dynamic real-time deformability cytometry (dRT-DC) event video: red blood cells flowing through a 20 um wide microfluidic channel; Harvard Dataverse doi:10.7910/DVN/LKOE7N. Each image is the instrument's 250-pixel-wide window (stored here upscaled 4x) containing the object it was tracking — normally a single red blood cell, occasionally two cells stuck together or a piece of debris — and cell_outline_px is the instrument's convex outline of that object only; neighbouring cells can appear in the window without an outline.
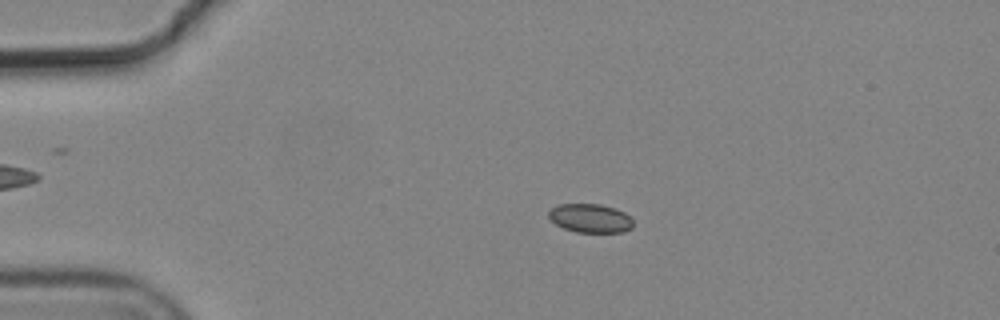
{"species": "common noctule bat (a hibernating species)", "species_latin": "Nyctalus noctula", "temperature_condition": "cold", "stored_images_in_passage": 7, "camera_frame_rate_fps": 3000, "um_per_image_px": 0.085, "animal": {"sex": "male", "body_mass_g": 19.2, "forearm_length_mm": 51.8}, "frame": {"image": 1, "passage_image": 3, "time_ms": 0.667, "image_size_px": [1000, 320], "cell_outline_px": [[632, 228], [624, 232], [576, 232], [564, 228], [556, 224], [548, 216], [548, 212], [552, 208], [560, 204], [600, 204], [616, 208], [624, 212], [632, 220]], "centroid_in_image_um": [50.18, 18.55], "position_along_channel_um": 34.8, "area_um2": 14.1}}
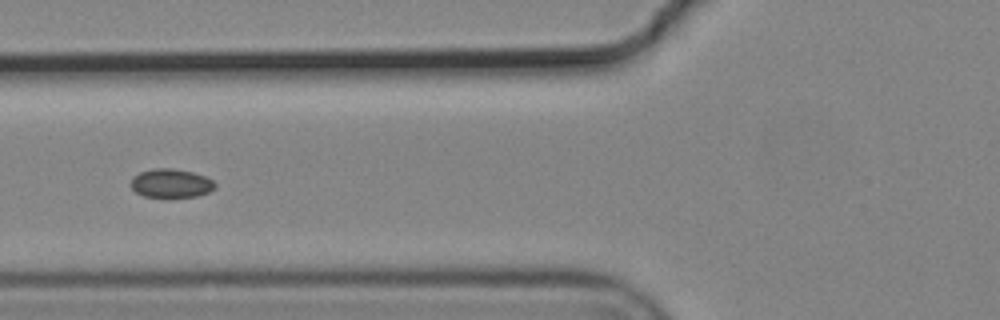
{"frame": {"image": 2, "passage_image": 6, "time_ms": 1.667, "image_size_px": [1000, 320], "cell_outline_px": [[216, 188], [208, 192], [196, 196], [144, 196], [136, 192], [128, 184], [132, 176], [140, 172], [152, 168], [172, 168], [192, 172], [204, 176], [212, 180], [216, 184]], "centroid_in_image_um": [14.5, 15.56], "position_along_channel_um": 111.3, "area_um2": 14.05}}
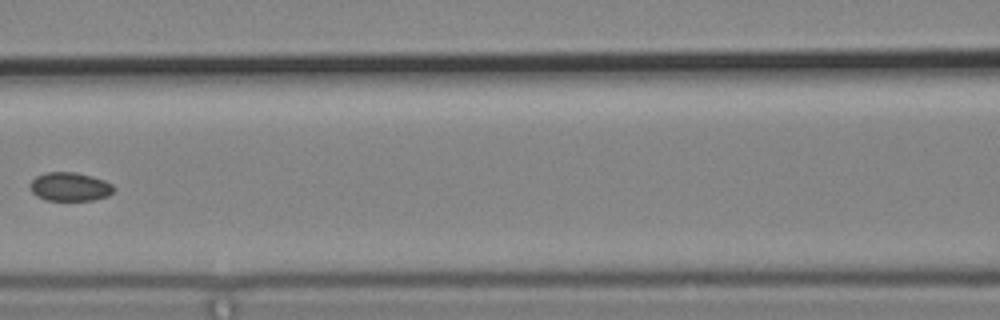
{"frame": {"image": 3, "passage_image": 7, "time_ms": 2.0, "image_size_px": [1000, 320], "cell_outline_px": [[116, 188], [108, 196], [92, 200], [44, 200], [36, 196], [32, 192], [28, 184], [36, 176], [44, 172], [76, 172], [92, 176], [104, 180], [112, 184]], "centroid_in_image_um": [5.92, 15.86], "position_along_channel_um": 160.7, "area_um2": 14.16}}